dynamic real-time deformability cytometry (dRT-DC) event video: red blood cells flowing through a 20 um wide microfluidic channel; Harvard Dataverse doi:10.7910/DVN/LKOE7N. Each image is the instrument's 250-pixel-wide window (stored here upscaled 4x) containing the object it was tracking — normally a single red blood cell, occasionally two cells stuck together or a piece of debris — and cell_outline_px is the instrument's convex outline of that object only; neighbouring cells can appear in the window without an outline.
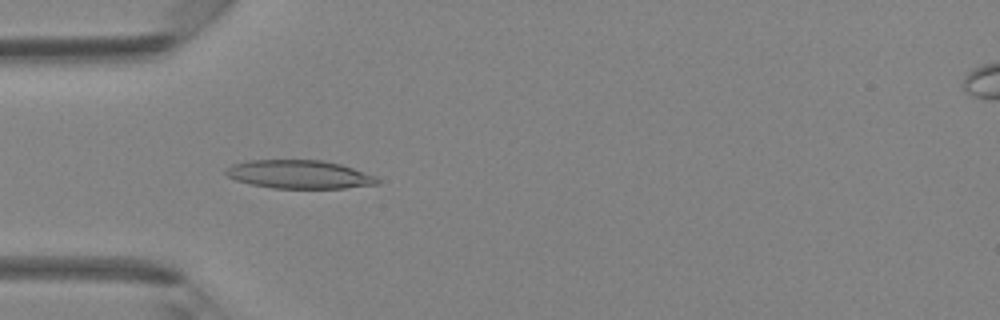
{"species": "Egyptian fruit bat (a non-hibernating species)", "species_latin": "Rousettus aegyptiacus", "temperature_condition": "room temperature", "stored_images_in_passage": 40, "camera_frame_rate_fps": 3000, "um_per_image_px": 0.085, "animal": {"sex": "female"}, "frame": {"image": 1, "passage_image": 12, "time_ms": 3.667, "image_size_px": [1000, 320], "cell_outline_px": [[380, 184], [344, 188], [272, 188], [252, 184], [236, 180], [228, 176], [224, 172], [232, 164], [248, 160], [320, 160], [340, 164], [376, 176], [380, 180]], "centroid_in_image_um": [25.45, 14.82], "position_along_channel_um": 59.5, "area_um2": 24.97}}
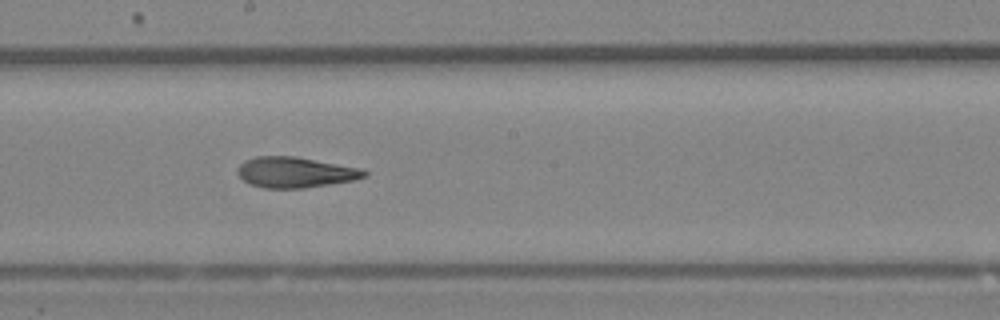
{"frame": {"image": 2, "passage_image": 22, "time_ms": 7.0, "image_size_px": [1000, 320], "cell_outline_px": [[368, 176], [352, 180], [304, 188], [264, 188], [252, 184], [244, 180], [236, 172], [236, 168], [244, 160], [256, 156], [296, 156], [360, 168], [368, 172]], "centroid_in_image_um": [25.07, 14.63], "position_along_channel_um": 223.1, "area_um2": 22.54}}
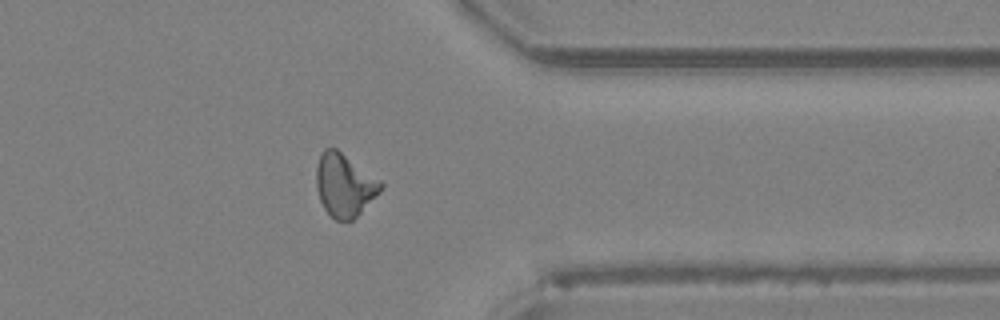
{"frame": {"image": 3, "passage_image": 32, "time_ms": 10.333, "image_size_px": [1000, 320], "cell_outline_px": [[384, 188], [352, 220], [336, 220], [324, 208], [320, 200], [316, 188], [316, 168], [320, 156], [324, 148], [336, 148], [380, 180], [384, 184]], "centroid_in_image_um": [29.27, 15.72], "position_along_channel_um": 382.1, "area_um2": 23.35}}